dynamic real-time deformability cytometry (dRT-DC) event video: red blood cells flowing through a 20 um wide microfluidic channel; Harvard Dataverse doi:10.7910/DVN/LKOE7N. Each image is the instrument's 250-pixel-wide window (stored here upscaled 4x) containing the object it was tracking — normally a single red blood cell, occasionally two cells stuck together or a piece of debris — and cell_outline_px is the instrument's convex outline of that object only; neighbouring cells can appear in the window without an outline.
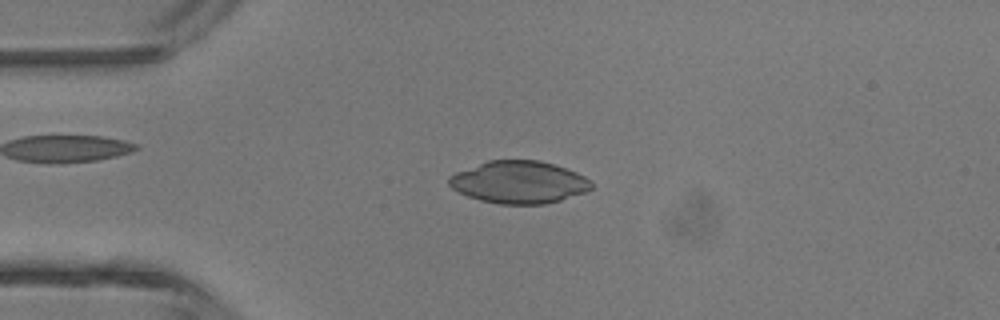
{"species": "common noctule bat (a hibernating species)", "species_latin": "Nyctalus noctula", "temperature_condition": "room temperature", "stored_images_in_passage": 40, "camera_frame_rate_fps": 3000, "um_per_image_px": 0.085, "animal": {"sex": "male", "body_mass_g": 13.3}, "frame": {"image": 1, "passage_image": 6, "time_ms": 1.667, "image_size_px": [1000, 320], "cell_outline_px": [[592, 188], [588, 192], [560, 200], [544, 204], [500, 204], [480, 200], [468, 196], [452, 188], [448, 184], [448, 176], [456, 172], [488, 160], [540, 160], [576, 172], [592, 180]], "centroid_in_image_um": [44.12, 15.49], "position_along_channel_um": 40.9, "area_um2": 35.2}}
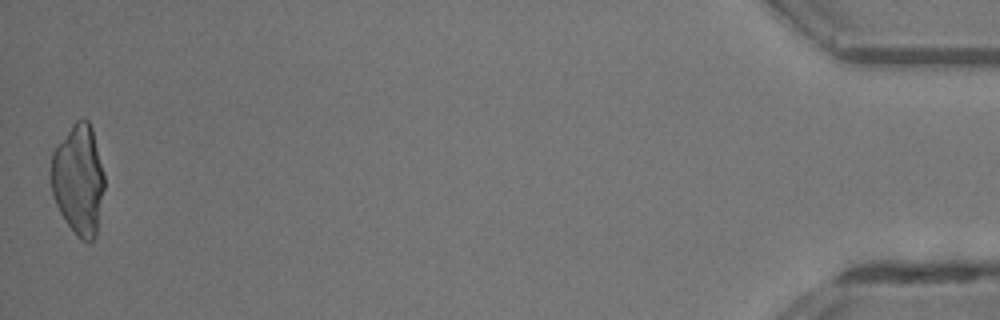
{"frame": {"image": 2, "passage_image": 40, "time_ms": 13.0, "image_size_px": [1000, 320], "cell_outline_px": [[104, 188], [96, 236], [92, 240], [80, 240], [76, 236], [60, 212], [56, 204], [52, 192], [52, 152], [72, 124], [76, 120], [84, 116], [88, 120], [92, 128], [104, 176]], "centroid_in_image_um": [6.68, 15.26], "position_along_channel_um": 428.5, "area_um2": 33.99}}